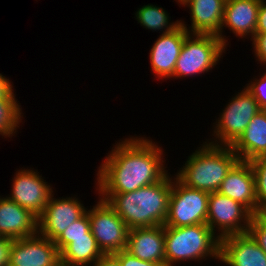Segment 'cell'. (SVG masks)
Segmentation results:
<instances>
[{"label": "cell", "mask_w": 266, "mask_h": 266, "mask_svg": "<svg viewBox=\"0 0 266 266\" xmlns=\"http://www.w3.org/2000/svg\"><path fill=\"white\" fill-rule=\"evenodd\" d=\"M145 138V139H144ZM163 150L146 137L117 142L97 172V191L104 201L160 181L166 174Z\"/></svg>", "instance_id": "1"}, {"label": "cell", "mask_w": 266, "mask_h": 266, "mask_svg": "<svg viewBox=\"0 0 266 266\" xmlns=\"http://www.w3.org/2000/svg\"><path fill=\"white\" fill-rule=\"evenodd\" d=\"M172 177L167 173L154 184L133 192L113 194L106 202L129 230L164 225L172 191Z\"/></svg>", "instance_id": "2"}, {"label": "cell", "mask_w": 266, "mask_h": 266, "mask_svg": "<svg viewBox=\"0 0 266 266\" xmlns=\"http://www.w3.org/2000/svg\"><path fill=\"white\" fill-rule=\"evenodd\" d=\"M175 176L186 186L208 193L217 192L231 168L240 160L231 146L203 142Z\"/></svg>", "instance_id": "3"}, {"label": "cell", "mask_w": 266, "mask_h": 266, "mask_svg": "<svg viewBox=\"0 0 266 266\" xmlns=\"http://www.w3.org/2000/svg\"><path fill=\"white\" fill-rule=\"evenodd\" d=\"M164 240L165 266L188 260L199 262L206 257L220 260V239L207 224L164 226Z\"/></svg>", "instance_id": "4"}, {"label": "cell", "mask_w": 266, "mask_h": 266, "mask_svg": "<svg viewBox=\"0 0 266 266\" xmlns=\"http://www.w3.org/2000/svg\"><path fill=\"white\" fill-rule=\"evenodd\" d=\"M227 47L215 35L189 34L176 61L172 78L206 73L220 61Z\"/></svg>", "instance_id": "5"}, {"label": "cell", "mask_w": 266, "mask_h": 266, "mask_svg": "<svg viewBox=\"0 0 266 266\" xmlns=\"http://www.w3.org/2000/svg\"><path fill=\"white\" fill-rule=\"evenodd\" d=\"M226 105L213 129V145L231 146L244 132L252 118L261 111L254 96L244 87ZM216 139V140H215ZM215 140V141H213Z\"/></svg>", "instance_id": "6"}, {"label": "cell", "mask_w": 266, "mask_h": 266, "mask_svg": "<svg viewBox=\"0 0 266 266\" xmlns=\"http://www.w3.org/2000/svg\"><path fill=\"white\" fill-rule=\"evenodd\" d=\"M209 194L186 186L175 176L172 179V191L164 226L206 224Z\"/></svg>", "instance_id": "7"}, {"label": "cell", "mask_w": 266, "mask_h": 266, "mask_svg": "<svg viewBox=\"0 0 266 266\" xmlns=\"http://www.w3.org/2000/svg\"><path fill=\"white\" fill-rule=\"evenodd\" d=\"M91 232L103 254H114L127 247L128 227L114 209L103 199L86 211Z\"/></svg>", "instance_id": "8"}, {"label": "cell", "mask_w": 266, "mask_h": 266, "mask_svg": "<svg viewBox=\"0 0 266 266\" xmlns=\"http://www.w3.org/2000/svg\"><path fill=\"white\" fill-rule=\"evenodd\" d=\"M253 214L241 203L217 192L208 197L206 224L221 240L230 235L248 233ZM216 228V230H215Z\"/></svg>", "instance_id": "9"}, {"label": "cell", "mask_w": 266, "mask_h": 266, "mask_svg": "<svg viewBox=\"0 0 266 266\" xmlns=\"http://www.w3.org/2000/svg\"><path fill=\"white\" fill-rule=\"evenodd\" d=\"M51 194L43 213L38 217V233L55 241L74 221L81 218L87 208L78 198H53Z\"/></svg>", "instance_id": "10"}, {"label": "cell", "mask_w": 266, "mask_h": 266, "mask_svg": "<svg viewBox=\"0 0 266 266\" xmlns=\"http://www.w3.org/2000/svg\"><path fill=\"white\" fill-rule=\"evenodd\" d=\"M38 173L33 168L16 171L11 193L6 196L22 208L30 210L37 217L43 213L53 193L52 187Z\"/></svg>", "instance_id": "11"}, {"label": "cell", "mask_w": 266, "mask_h": 266, "mask_svg": "<svg viewBox=\"0 0 266 266\" xmlns=\"http://www.w3.org/2000/svg\"><path fill=\"white\" fill-rule=\"evenodd\" d=\"M60 252L54 241L39 233L14 239L10 248L8 266H59Z\"/></svg>", "instance_id": "12"}, {"label": "cell", "mask_w": 266, "mask_h": 266, "mask_svg": "<svg viewBox=\"0 0 266 266\" xmlns=\"http://www.w3.org/2000/svg\"><path fill=\"white\" fill-rule=\"evenodd\" d=\"M190 33L180 25L174 31L161 34L150 49L151 71L158 79L172 78L176 61L180 55L185 38Z\"/></svg>", "instance_id": "13"}, {"label": "cell", "mask_w": 266, "mask_h": 266, "mask_svg": "<svg viewBox=\"0 0 266 266\" xmlns=\"http://www.w3.org/2000/svg\"><path fill=\"white\" fill-rule=\"evenodd\" d=\"M218 192L241 203L254 214L258 201L255 175L250 162L239 160L222 181Z\"/></svg>", "instance_id": "14"}, {"label": "cell", "mask_w": 266, "mask_h": 266, "mask_svg": "<svg viewBox=\"0 0 266 266\" xmlns=\"http://www.w3.org/2000/svg\"><path fill=\"white\" fill-rule=\"evenodd\" d=\"M260 0H226L219 39L225 46L227 38L223 36L224 27L229 28L236 37L251 38L255 35Z\"/></svg>", "instance_id": "15"}, {"label": "cell", "mask_w": 266, "mask_h": 266, "mask_svg": "<svg viewBox=\"0 0 266 266\" xmlns=\"http://www.w3.org/2000/svg\"><path fill=\"white\" fill-rule=\"evenodd\" d=\"M227 266H266V253L249 233L220 240V260Z\"/></svg>", "instance_id": "16"}, {"label": "cell", "mask_w": 266, "mask_h": 266, "mask_svg": "<svg viewBox=\"0 0 266 266\" xmlns=\"http://www.w3.org/2000/svg\"><path fill=\"white\" fill-rule=\"evenodd\" d=\"M125 250L140 260L165 266L164 225L130 229Z\"/></svg>", "instance_id": "17"}, {"label": "cell", "mask_w": 266, "mask_h": 266, "mask_svg": "<svg viewBox=\"0 0 266 266\" xmlns=\"http://www.w3.org/2000/svg\"><path fill=\"white\" fill-rule=\"evenodd\" d=\"M38 233V217L6 196H0V237L22 239Z\"/></svg>", "instance_id": "18"}, {"label": "cell", "mask_w": 266, "mask_h": 266, "mask_svg": "<svg viewBox=\"0 0 266 266\" xmlns=\"http://www.w3.org/2000/svg\"><path fill=\"white\" fill-rule=\"evenodd\" d=\"M226 0H189L183 6L190 8L191 25L182 20L181 25L190 34L215 35L220 34Z\"/></svg>", "instance_id": "19"}, {"label": "cell", "mask_w": 266, "mask_h": 266, "mask_svg": "<svg viewBox=\"0 0 266 266\" xmlns=\"http://www.w3.org/2000/svg\"><path fill=\"white\" fill-rule=\"evenodd\" d=\"M241 161L266 156V111L257 113L240 137L231 145Z\"/></svg>", "instance_id": "20"}, {"label": "cell", "mask_w": 266, "mask_h": 266, "mask_svg": "<svg viewBox=\"0 0 266 266\" xmlns=\"http://www.w3.org/2000/svg\"><path fill=\"white\" fill-rule=\"evenodd\" d=\"M103 255L94 237L70 238V243L60 252L64 266H93Z\"/></svg>", "instance_id": "21"}, {"label": "cell", "mask_w": 266, "mask_h": 266, "mask_svg": "<svg viewBox=\"0 0 266 266\" xmlns=\"http://www.w3.org/2000/svg\"><path fill=\"white\" fill-rule=\"evenodd\" d=\"M136 11V19L141 26L150 30H160L163 34L174 31L181 21L169 22V14L163 8L153 4L144 5Z\"/></svg>", "instance_id": "22"}, {"label": "cell", "mask_w": 266, "mask_h": 266, "mask_svg": "<svg viewBox=\"0 0 266 266\" xmlns=\"http://www.w3.org/2000/svg\"><path fill=\"white\" fill-rule=\"evenodd\" d=\"M16 98H0V135L11 138L22 122V108Z\"/></svg>", "instance_id": "23"}, {"label": "cell", "mask_w": 266, "mask_h": 266, "mask_svg": "<svg viewBox=\"0 0 266 266\" xmlns=\"http://www.w3.org/2000/svg\"><path fill=\"white\" fill-rule=\"evenodd\" d=\"M79 237H94L91 232L90 220L87 212L69 225L54 243L59 252H61L70 243V238Z\"/></svg>", "instance_id": "24"}, {"label": "cell", "mask_w": 266, "mask_h": 266, "mask_svg": "<svg viewBox=\"0 0 266 266\" xmlns=\"http://www.w3.org/2000/svg\"><path fill=\"white\" fill-rule=\"evenodd\" d=\"M249 162L255 175L256 198L259 204L266 201V156H260Z\"/></svg>", "instance_id": "25"}, {"label": "cell", "mask_w": 266, "mask_h": 266, "mask_svg": "<svg viewBox=\"0 0 266 266\" xmlns=\"http://www.w3.org/2000/svg\"><path fill=\"white\" fill-rule=\"evenodd\" d=\"M245 87L256 99L261 110L266 111V72L259 77V79L254 78Z\"/></svg>", "instance_id": "26"}, {"label": "cell", "mask_w": 266, "mask_h": 266, "mask_svg": "<svg viewBox=\"0 0 266 266\" xmlns=\"http://www.w3.org/2000/svg\"><path fill=\"white\" fill-rule=\"evenodd\" d=\"M248 233L266 253V225L260 223L254 216H252Z\"/></svg>", "instance_id": "27"}, {"label": "cell", "mask_w": 266, "mask_h": 266, "mask_svg": "<svg viewBox=\"0 0 266 266\" xmlns=\"http://www.w3.org/2000/svg\"><path fill=\"white\" fill-rule=\"evenodd\" d=\"M114 255L118 258L121 266H163L159 263L140 260L125 249L114 253Z\"/></svg>", "instance_id": "28"}, {"label": "cell", "mask_w": 266, "mask_h": 266, "mask_svg": "<svg viewBox=\"0 0 266 266\" xmlns=\"http://www.w3.org/2000/svg\"><path fill=\"white\" fill-rule=\"evenodd\" d=\"M252 45L254 46V53L256 60L260 62V65L263 64L266 66V33L255 34L252 38Z\"/></svg>", "instance_id": "29"}, {"label": "cell", "mask_w": 266, "mask_h": 266, "mask_svg": "<svg viewBox=\"0 0 266 266\" xmlns=\"http://www.w3.org/2000/svg\"><path fill=\"white\" fill-rule=\"evenodd\" d=\"M12 242L11 238L0 237V266H8Z\"/></svg>", "instance_id": "30"}, {"label": "cell", "mask_w": 266, "mask_h": 266, "mask_svg": "<svg viewBox=\"0 0 266 266\" xmlns=\"http://www.w3.org/2000/svg\"><path fill=\"white\" fill-rule=\"evenodd\" d=\"M266 33V1L260 0L255 34Z\"/></svg>", "instance_id": "31"}, {"label": "cell", "mask_w": 266, "mask_h": 266, "mask_svg": "<svg viewBox=\"0 0 266 266\" xmlns=\"http://www.w3.org/2000/svg\"><path fill=\"white\" fill-rule=\"evenodd\" d=\"M13 84L0 73V98H15Z\"/></svg>", "instance_id": "32"}, {"label": "cell", "mask_w": 266, "mask_h": 266, "mask_svg": "<svg viewBox=\"0 0 266 266\" xmlns=\"http://www.w3.org/2000/svg\"><path fill=\"white\" fill-rule=\"evenodd\" d=\"M93 266H121L114 254H103Z\"/></svg>", "instance_id": "33"}, {"label": "cell", "mask_w": 266, "mask_h": 266, "mask_svg": "<svg viewBox=\"0 0 266 266\" xmlns=\"http://www.w3.org/2000/svg\"><path fill=\"white\" fill-rule=\"evenodd\" d=\"M253 216L262 224L266 225V201L258 204Z\"/></svg>", "instance_id": "34"}, {"label": "cell", "mask_w": 266, "mask_h": 266, "mask_svg": "<svg viewBox=\"0 0 266 266\" xmlns=\"http://www.w3.org/2000/svg\"><path fill=\"white\" fill-rule=\"evenodd\" d=\"M180 5H184L189 0H176Z\"/></svg>", "instance_id": "35"}]
</instances>
